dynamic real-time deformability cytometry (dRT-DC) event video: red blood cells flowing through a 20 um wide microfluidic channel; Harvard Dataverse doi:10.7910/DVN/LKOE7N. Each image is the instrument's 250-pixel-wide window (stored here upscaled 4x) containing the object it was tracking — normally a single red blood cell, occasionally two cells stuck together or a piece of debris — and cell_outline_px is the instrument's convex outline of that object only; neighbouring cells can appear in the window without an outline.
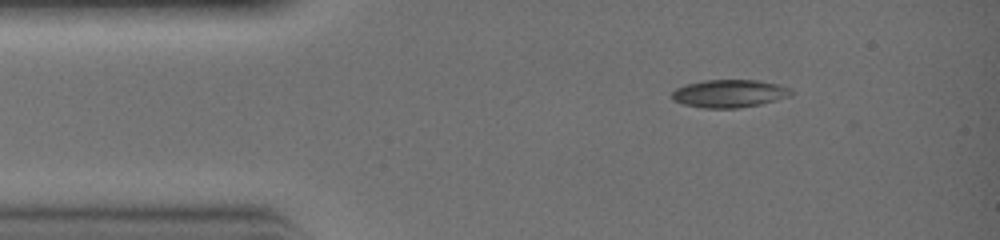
{"species": "common noctule bat (a hibernating species)", "species_latin": "Nyctalus noctula", "temperature_condition": "warm", "stored_images_in_passage": 4, "camera_frame_rate_fps": 3000, "um_per_image_px": 0.085, "animal": {"sex": "female", "body_mass_g": 19.0, "forearm_length_mm": 51.5}, "frame": {"image": 1, "passage_image": 1, "time_ms": 0.0, "image_size_px": [1000, 240], "cell_outline_px": [[792, 92], [788, 96], [760, 104], [736, 108], [704, 108], [684, 104], [672, 100], [672, 92], [676, 88], [684, 84], [704, 80], [756, 80], [776, 84], [788, 88]], "centroid_in_image_um": [61.91, 7.94], "position_along_channel_um": 23.1, "area_um2": 19.07}}